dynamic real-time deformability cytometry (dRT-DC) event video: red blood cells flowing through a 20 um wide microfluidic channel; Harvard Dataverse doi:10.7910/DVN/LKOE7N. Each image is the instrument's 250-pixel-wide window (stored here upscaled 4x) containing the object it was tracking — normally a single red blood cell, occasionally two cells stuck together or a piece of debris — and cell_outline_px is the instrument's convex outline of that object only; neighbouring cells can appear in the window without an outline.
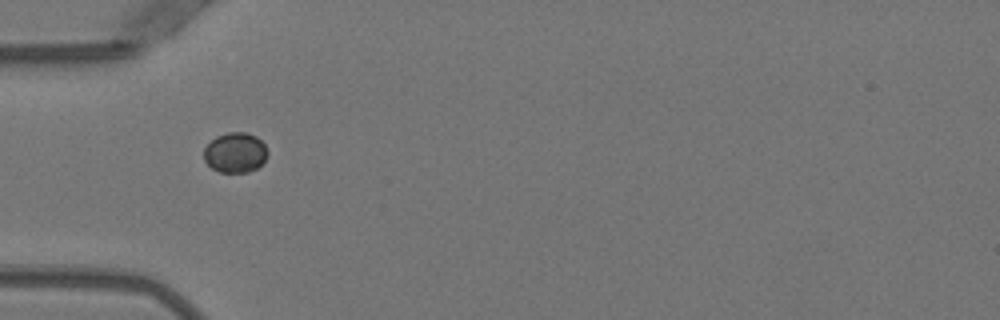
{"species": "Egyptian fruit bat (a non-hibernating species)", "species_latin": "Rousettus aegyptiacus", "temperature_condition": "warm", "stored_images_in_passage": 27, "camera_frame_rate_fps": 3000, "um_per_image_px": 0.085, "animal": {"sex": "female"}, "frame": {"image": 1, "passage_image": 1, "time_ms": 0.0, "image_size_px": [1000, 320], "cell_outline_px": [[268, 156], [256, 168], [248, 172], [220, 172], [212, 168], [204, 160], [204, 148], [216, 136], [228, 132], [248, 132], [256, 136], [264, 144], [268, 152]], "centroid_in_image_um": [20.0, 12.96], "position_along_channel_um": 65.0, "area_um2": 14.85}}
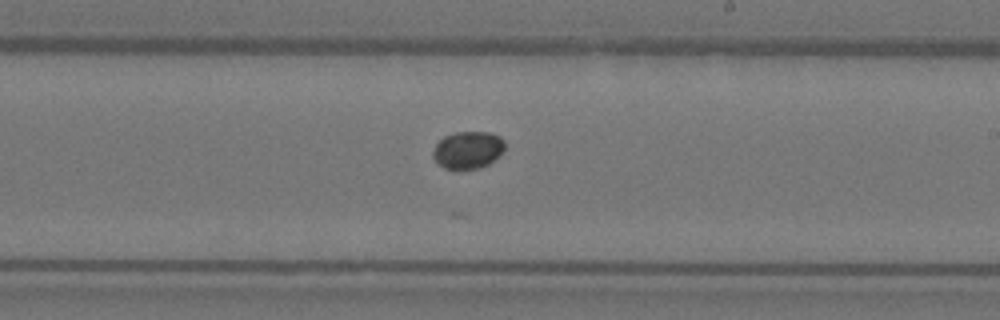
{"frame": {"image": 2, "passage_image": 15, "time_ms": 4.667, "image_size_px": [1000, 320], "cell_outline_px": [[504, 148], [500, 156], [488, 164], [480, 168], [456, 172], [444, 168], [432, 156], [432, 152], [436, 144], [444, 136], [456, 132], [492, 132], [500, 136], [504, 140]], "centroid_in_image_um": [39.78, 12.78], "position_along_channel_um": 249.2, "area_um2": 16.07}}
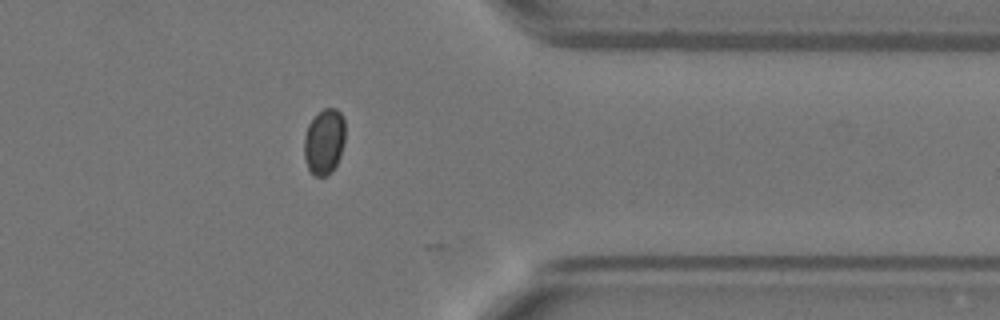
{"frame": {"image": 3, "passage_image": 26, "time_ms": 8.333, "image_size_px": [1000, 320], "cell_outline_px": [[344, 140], [340, 156], [332, 172], [324, 176], [316, 176], [308, 168], [304, 156], [304, 136], [308, 124], [324, 108], [336, 108], [344, 116]], "centroid_in_image_um": [27.56, 12.03], "position_along_channel_um": 383.8, "area_um2": 15.61}}